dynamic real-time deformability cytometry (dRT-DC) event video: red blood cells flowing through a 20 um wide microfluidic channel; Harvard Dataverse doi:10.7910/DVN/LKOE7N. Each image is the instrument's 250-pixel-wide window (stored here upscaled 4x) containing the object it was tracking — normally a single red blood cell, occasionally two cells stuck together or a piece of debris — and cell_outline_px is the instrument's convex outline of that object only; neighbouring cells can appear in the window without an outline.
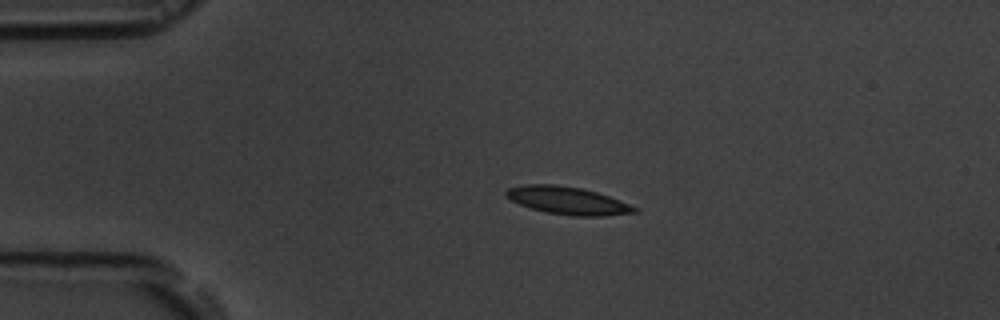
{"species": "common noctule bat (a hibernating species)", "species_latin": "Nyctalus noctula", "temperature_condition": "room temperature", "stored_images_in_passage": 4, "camera_frame_rate_fps": 3000, "um_per_image_px": 0.085, "animal": {"sex": "male", "body_mass_g": 19.5, "forearm_length_mm": 54.6}, "frame": {"image": 1, "passage_image": 3, "time_ms": 2.333, "image_size_px": [1000, 320], "cell_outline_px": [[640, 212], [604, 216], [572, 216], [548, 212], [532, 208], [520, 204], [504, 196], [504, 192], [508, 188], [524, 184], [556, 184], [580, 188], [596, 192], [620, 200], [640, 208]], "centroid_in_image_um": [48.28, 17.05], "position_along_channel_um": 36.7, "area_um2": 20.75}}